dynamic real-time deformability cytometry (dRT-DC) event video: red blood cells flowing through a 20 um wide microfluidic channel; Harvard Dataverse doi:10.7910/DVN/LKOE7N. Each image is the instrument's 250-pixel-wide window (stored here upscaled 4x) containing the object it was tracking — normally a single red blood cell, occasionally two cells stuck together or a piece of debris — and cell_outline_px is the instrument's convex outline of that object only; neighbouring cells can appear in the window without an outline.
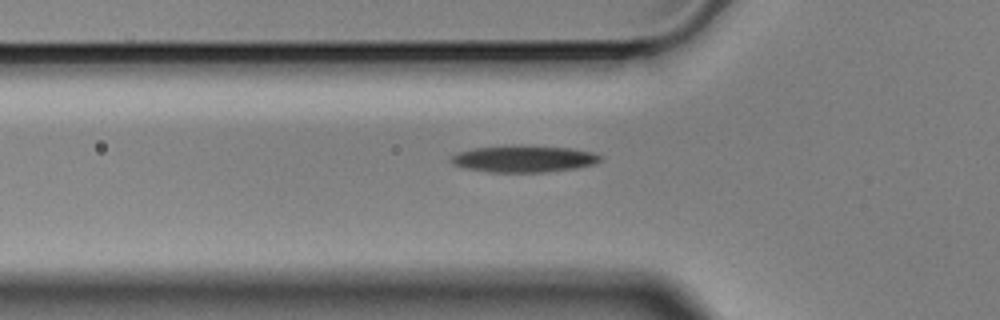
{"species": "Egyptian fruit bat (a non-hibernating species)", "species_latin": "Rousettus aegyptiacus", "temperature_condition": "cold", "stored_images_in_passage": 6, "camera_frame_rate_fps": 3000, "um_per_image_px": 0.085, "animal": {"sex": "male"}, "frame": {"image": 1, "passage_image": 5, "time_ms": 1.333, "image_size_px": [1000, 320], "cell_outline_px": [[604, 160], [596, 164], [576, 168], [544, 172], [488, 172], [464, 168], [452, 164], [448, 160], [452, 156], [460, 152], [476, 148], [572, 148], [592, 152], [604, 156]], "centroid_in_image_um": [44.59, 13.56], "position_along_channel_um": 81.2, "area_um2": 22.31}}
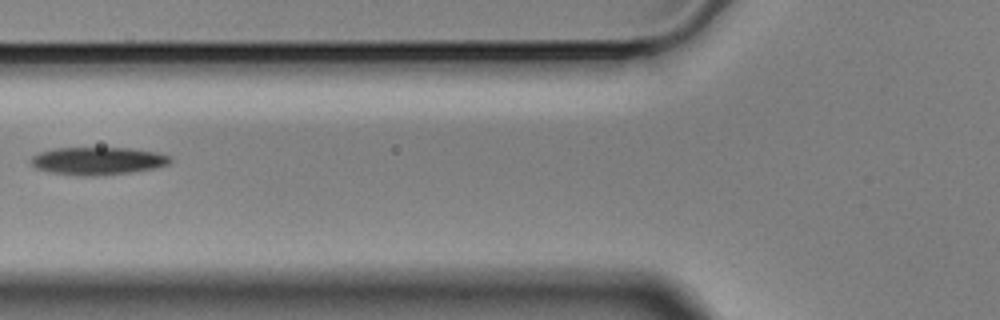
{"frame": {"image": 2, "passage_image": 6, "time_ms": 1.667, "image_size_px": [1000, 320], "cell_outline_px": [[172, 160], [168, 164], [156, 168], [132, 172], [96, 176], [80, 176], [52, 172], [36, 168], [28, 160], [32, 156], [40, 152], [56, 148], [132, 148], [156, 152], [168, 156]], "centroid_in_image_um": [8.3, 13.68], "position_along_channel_um": 117.5, "area_um2": 22.48}}